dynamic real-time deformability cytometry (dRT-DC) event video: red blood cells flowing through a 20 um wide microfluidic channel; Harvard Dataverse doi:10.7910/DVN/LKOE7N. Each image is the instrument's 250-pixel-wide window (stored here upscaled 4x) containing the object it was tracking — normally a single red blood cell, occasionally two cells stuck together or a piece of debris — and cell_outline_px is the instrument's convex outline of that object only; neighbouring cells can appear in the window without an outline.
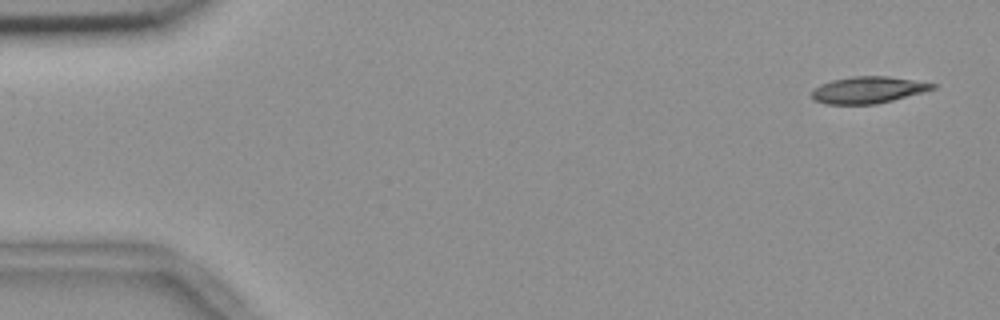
{"species": "common noctule bat (a hibernating species)", "species_latin": "Nyctalus noctula", "temperature_condition": "room temperature", "stored_images_in_passage": 6, "camera_frame_rate_fps": 3000, "um_per_image_px": 0.085, "animal": {"sex": "female", "body_mass_g": 18.4}, "frame": {"image": 1, "passage_image": 1, "time_ms": 0.0, "image_size_px": [1000, 320], "cell_outline_px": [[936, 88], [924, 92], [876, 104], [828, 104], [816, 100], [812, 96], [812, 92], [820, 84], [832, 80], [852, 76], [888, 76], [936, 84]], "centroid_in_image_um": [73.8, 7.64], "position_along_channel_um": 11.2, "area_um2": 18.55}}
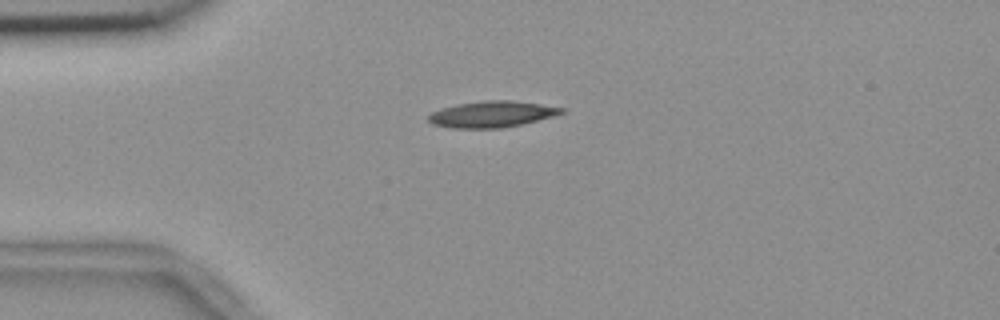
{"frame": {"image": 2, "passage_image": 4, "time_ms": 1.0, "image_size_px": [1000, 320], "cell_outline_px": [[564, 112], [552, 116], [504, 128], [452, 128], [432, 124], [428, 120], [428, 116], [432, 112], [440, 108], [456, 104], [484, 100], [512, 100], [540, 104], [564, 108]], "centroid_in_image_um": [41.75, 9.7], "position_along_channel_um": 43.2, "area_um2": 20.23}}